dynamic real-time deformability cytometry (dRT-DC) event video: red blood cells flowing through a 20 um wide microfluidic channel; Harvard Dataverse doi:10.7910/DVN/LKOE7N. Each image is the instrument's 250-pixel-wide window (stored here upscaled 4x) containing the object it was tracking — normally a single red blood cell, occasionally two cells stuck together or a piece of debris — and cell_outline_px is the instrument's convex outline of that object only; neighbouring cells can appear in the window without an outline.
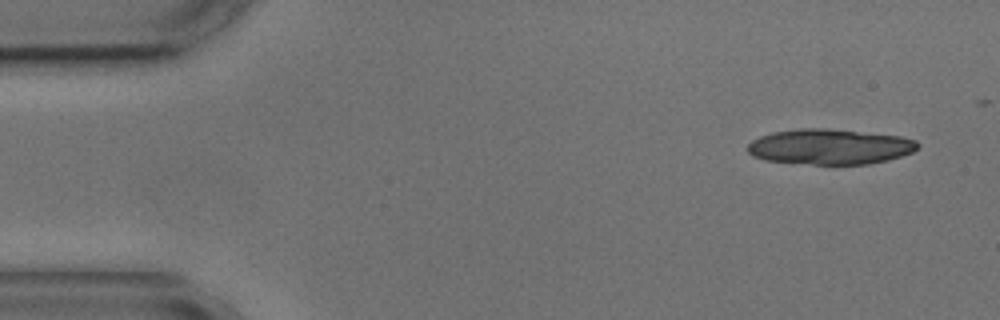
{"species": "common noctule bat (a hibernating species)", "species_latin": "Nyctalus noctula", "temperature_condition": "cold", "stored_images_in_passage": 6, "camera_frame_rate_fps": 3000, "um_per_image_px": 0.085, "animal": {"sex": "male", "body_mass_g": 17.9, "forearm_length_mm": 54.2}, "frame": {"image": 1, "passage_image": 1, "time_ms": 0.0, "image_size_px": [1000, 320], "cell_outline_px": [[920, 144], [912, 152], [888, 160], [868, 164], [812, 164], [764, 160], [752, 156], [748, 152], [748, 144], [752, 140], [760, 136], [772, 132], [796, 128], [828, 128], [900, 136], [916, 140]], "centroid_in_image_um": [70.51, 12.46], "position_along_channel_um": 14.5, "area_um2": 35.14}}
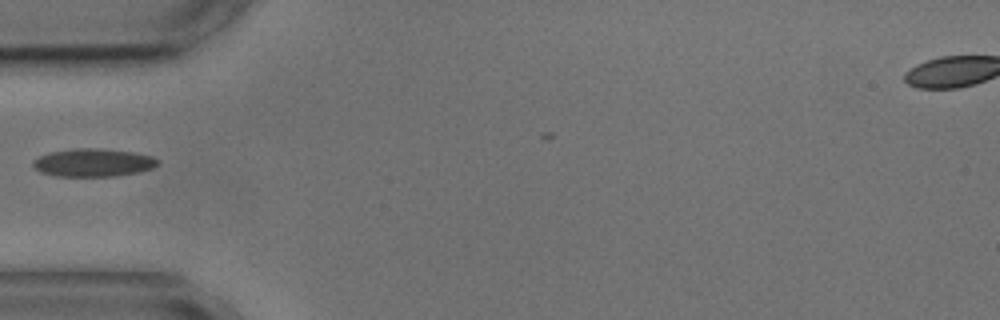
{"frame": {"image": 2, "passage_image": 4, "time_ms": 4.667, "image_size_px": [1000, 320], "cell_outline_px": [[160, 164], [152, 168], [140, 172], [116, 176], [56, 176], [44, 172], [36, 168], [32, 164], [32, 160], [40, 156], [52, 152], [72, 148], [100, 148], [136, 152], [152, 156], [160, 160]], "centroid_in_image_um": [8.0, 13.81], "position_along_channel_um": 77.0, "area_um2": 20.46}}